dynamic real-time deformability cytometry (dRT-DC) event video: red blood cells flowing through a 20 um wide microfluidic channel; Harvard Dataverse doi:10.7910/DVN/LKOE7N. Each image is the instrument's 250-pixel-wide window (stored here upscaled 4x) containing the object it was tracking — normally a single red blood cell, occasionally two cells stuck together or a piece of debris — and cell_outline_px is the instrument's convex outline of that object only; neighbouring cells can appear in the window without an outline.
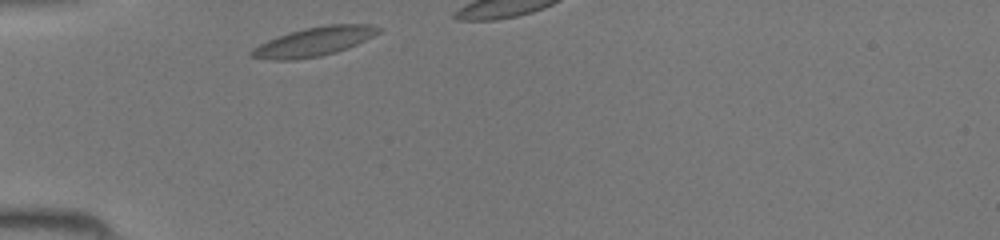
{"species": "common noctule bat (a hibernating species)", "species_latin": "Nyctalus noctula", "temperature_condition": "room temperature", "stored_images_in_passage": 8, "camera_frame_rate_fps": 3000, "um_per_image_px": 0.085, "animal": {"sex": "female", "body_mass_g": 19.5, "forearm_length_mm": 54.1}, "frame": {"image": 1, "passage_image": 1, "time_ms": 0.0, "image_size_px": [1000, 240], "cell_outline_px": [[384, 28], [380, 32], [348, 48], [336, 52], [320, 56], [292, 60], [268, 60], [252, 56], [248, 52], [252, 48], [268, 40], [304, 28], [328, 24], [372, 24]], "centroid_in_image_um": [26.72, 3.53], "position_along_channel_um": 58.3, "area_um2": 21.33}}
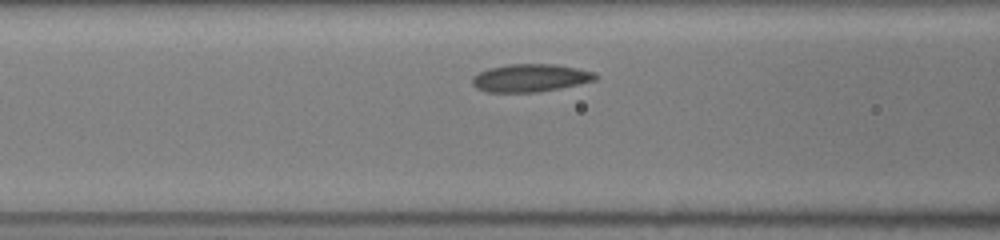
{"frame": {"image": 2, "passage_image": 6, "time_ms": 1.667, "image_size_px": [1000, 240], "cell_outline_px": [[600, 76], [596, 80], [580, 84], [540, 92], [488, 92], [476, 88], [472, 84], [472, 76], [488, 68], [508, 64], [556, 64], [596, 72]], "centroid_in_image_um": [45.11, 6.62], "position_along_channel_um": 121.5, "area_um2": 20.17}}